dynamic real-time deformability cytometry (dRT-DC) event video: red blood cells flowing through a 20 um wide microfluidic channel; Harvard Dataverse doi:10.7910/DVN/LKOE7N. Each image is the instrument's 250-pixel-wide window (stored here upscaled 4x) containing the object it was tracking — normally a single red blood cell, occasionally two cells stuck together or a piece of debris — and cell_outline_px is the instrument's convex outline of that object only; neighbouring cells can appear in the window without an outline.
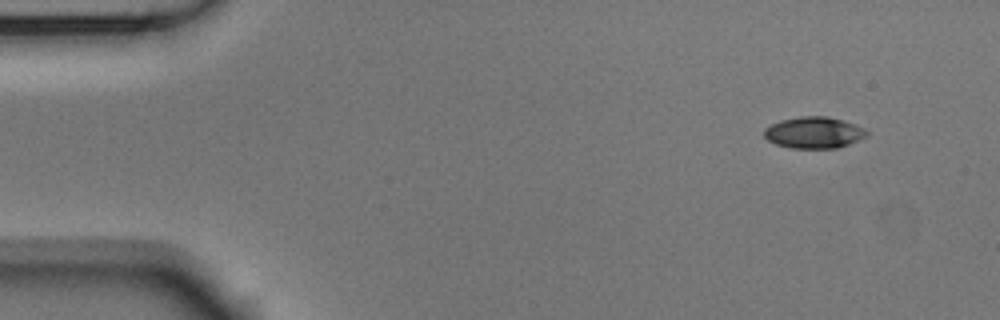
{"species": "Egyptian fruit bat (a non-hibernating species)", "species_latin": "Rousettus aegyptiacus", "temperature_condition": "room temperature", "stored_images_in_passage": 4, "camera_frame_rate_fps": 3000, "um_per_image_px": 0.085, "animal": {"sex": "male"}, "frame": {"image": 1, "passage_image": 1, "time_ms": 0.0, "image_size_px": [1000, 320], "cell_outline_px": [[868, 136], [848, 144], [836, 148], [792, 148], [776, 144], [768, 140], [764, 136], [764, 128], [780, 120], [800, 116], [828, 116], [844, 120], [856, 124], [864, 128], [868, 132]], "centroid_in_image_um": [69.2, 11.26], "position_along_channel_um": 15.8, "area_um2": 18.9}}
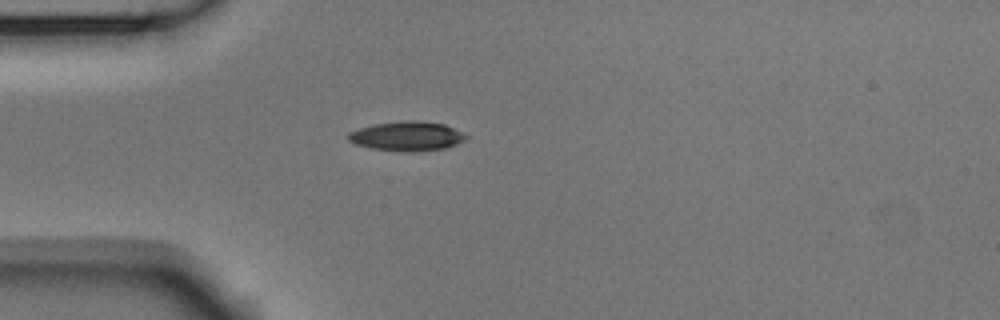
{"frame": {"image": 2, "passage_image": 4, "time_ms": 1.0, "image_size_px": [1000, 320], "cell_outline_px": [[468, 136], [464, 140], [456, 144], [444, 148], [372, 148], [356, 144], [348, 140], [348, 132], [360, 128], [376, 124], [400, 120], [416, 120], [444, 124]], "centroid_in_image_um": [34.56, 11.5], "position_along_channel_um": 50.4, "area_um2": 18.84}}